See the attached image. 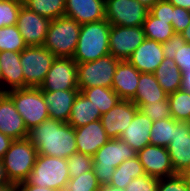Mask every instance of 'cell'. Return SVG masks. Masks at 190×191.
<instances>
[{
	"label": "cell",
	"instance_id": "44dd1931",
	"mask_svg": "<svg viewBox=\"0 0 190 191\" xmlns=\"http://www.w3.org/2000/svg\"><path fill=\"white\" fill-rule=\"evenodd\" d=\"M139 79L140 72L128 60H120L111 88L121 100H132L135 97Z\"/></svg>",
	"mask_w": 190,
	"mask_h": 191
},
{
	"label": "cell",
	"instance_id": "ac0fdd59",
	"mask_svg": "<svg viewBox=\"0 0 190 191\" xmlns=\"http://www.w3.org/2000/svg\"><path fill=\"white\" fill-rule=\"evenodd\" d=\"M163 59L162 43L146 38L127 60L140 73H154Z\"/></svg>",
	"mask_w": 190,
	"mask_h": 191
},
{
	"label": "cell",
	"instance_id": "74e56055",
	"mask_svg": "<svg viewBox=\"0 0 190 191\" xmlns=\"http://www.w3.org/2000/svg\"><path fill=\"white\" fill-rule=\"evenodd\" d=\"M139 110L147 115L153 122L170 118V104L168 100H158L157 103L135 104Z\"/></svg>",
	"mask_w": 190,
	"mask_h": 191
},
{
	"label": "cell",
	"instance_id": "3957f363",
	"mask_svg": "<svg viewBox=\"0 0 190 191\" xmlns=\"http://www.w3.org/2000/svg\"><path fill=\"white\" fill-rule=\"evenodd\" d=\"M137 156V153L120 138L109 139L93 155V171L100 185H109L115 168L123 161Z\"/></svg>",
	"mask_w": 190,
	"mask_h": 191
},
{
	"label": "cell",
	"instance_id": "ffe728a7",
	"mask_svg": "<svg viewBox=\"0 0 190 191\" xmlns=\"http://www.w3.org/2000/svg\"><path fill=\"white\" fill-rule=\"evenodd\" d=\"M64 16L79 24L105 19V0H66Z\"/></svg>",
	"mask_w": 190,
	"mask_h": 191
},
{
	"label": "cell",
	"instance_id": "8d00e7d4",
	"mask_svg": "<svg viewBox=\"0 0 190 191\" xmlns=\"http://www.w3.org/2000/svg\"><path fill=\"white\" fill-rule=\"evenodd\" d=\"M67 165L70 178L77 177L93 170V157L76 152L67 158Z\"/></svg>",
	"mask_w": 190,
	"mask_h": 191
},
{
	"label": "cell",
	"instance_id": "ab89813d",
	"mask_svg": "<svg viewBox=\"0 0 190 191\" xmlns=\"http://www.w3.org/2000/svg\"><path fill=\"white\" fill-rule=\"evenodd\" d=\"M157 191H190L180 174L159 179Z\"/></svg>",
	"mask_w": 190,
	"mask_h": 191
},
{
	"label": "cell",
	"instance_id": "f546056e",
	"mask_svg": "<svg viewBox=\"0 0 190 191\" xmlns=\"http://www.w3.org/2000/svg\"><path fill=\"white\" fill-rule=\"evenodd\" d=\"M143 30L147 39H152L160 43L166 42L175 34L170 21L159 20L150 12H148L144 20Z\"/></svg>",
	"mask_w": 190,
	"mask_h": 191
},
{
	"label": "cell",
	"instance_id": "bcb514c9",
	"mask_svg": "<svg viewBox=\"0 0 190 191\" xmlns=\"http://www.w3.org/2000/svg\"><path fill=\"white\" fill-rule=\"evenodd\" d=\"M13 141L12 138L0 132V159L3 158Z\"/></svg>",
	"mask_w": 190,
	"mask_h": 191
},
{
	"label": "cell",
	"instance_id": "8992f818",
	"mask_svg": "<svg viewBox=\"0 0 190 191\" xmlns=\"http://www.w3.org/2000/svg\"><path fill=\"white\" fill-rule=\"evenodd\" d=\"M5 93L12 99L28 130L49 119L48 107L39 87L5 90Z\"/></svg>",
	"mask_w": 190,
	"mask_h": 191
},
{
	"label": "cell",
	"instance_id": "9c48e42d",
	"mask_svg": "<svg viewBox=\"0 0 190 191\" xmlns=\"http://www.w3.org/2000/svg\"><path fill=\"white\" fill-rule=\"evenodd\" d=\"M56 56L42 46H27L20 52L24 88L40 87Z\"/></svg>",
	"mask_w": 190,
	"mask_h": 191
},
{
	"label": "cell",
	"instance_id": "4fadbf2b",
	"mask_svg": "<svg viewBox=\"0 0 190 191\" xmlns=\"http://www.w3.org/2000/svg\"><path fill=\"white\" fill-rule=\"evenodd\" d=\"M50 19L41 16L24 5L17 19V28L27 46H42L45 43Z\"/></svg>",
	"mask_w": 190,
	"mask_h": 191
},
{
	"label": "cell",
	"instance_id": "2e32d148",
	"mask_svg": "<svg viewBox=\"0 0 190 191\" xmlns=\"http://www.w3.org/2000/svg\"><path fill=\"white\" fill-rule=\"evenodd\" d=\"M137 156L147 175L157 179L175 175L166 147L149 144Z\"/></svg>",
	"mask_w": 190,
	"mask_h": 191
},
{
	"label": "cell",
	"instance_id": "60d3db41",
	"mask_svg": "<svg viewBox=\"0 0 190 191\" xmlns=\"http://www.w3.org/2000/svg\"><path fill=\"white\" fill-rule=\"evenodd\" d=\"M159 179L150 175H143L134 178L128 185L125 191H157Z\"/></svg>",
	"mask_w": 190,
	"mask_h": 191
},
{
	"label": "cell",
	"instance_id": "11a10c76",
	"mask_svg": "<svg viewBox=\"0 0 190 191\" xmlns=\"http://www.w3.org/2000/svg\"><path fill=\"white\" fill-rule=\"evenodd\" d=\"M98 191H125V190H120L118 188H114L109 185H103L100 186V189Z\"/></svg>",
	"mask_w": 190,
	"mask_h": 191
},
{
	"label": "cell",
	"instance_id": "c3c4849f",
	"mask_svg": "<svg viewBox=\"0 0 190 191\" xmlns=\"http://www.w3.org/2000/svg\"><path fill=\"white\" fill-rule=\"evenodd\" d=\"M12 183L7 175L6 168L2 159H0V185Z\"/></svg>",
	"mask_w": 190,
	"mask_h": 191
},
{
	"label": "cell",
	"instance_id": "f6af8a7d",
	"mask_svg": "<svg viewBox=\"0 0 190 191\" xmlns=\"http://www.w3.org/2000/svg\"><path fill=\"white\" fill-rule=\"evenodd\" d=\"M17 186H18V191H59L47 187L31 185L27 181L20 182L17 184Z\"/></svg>",
	"mask_w": 190,
	"mask_h": 191
},
{
	"label": "cell",
	"instance_id": "9a60e30c",
	"mask_svg": "<svg viewBox=\"0 0 190 191\" xmlns=\"http://www.w3.org/2000/svg\"><path fill=\"white\" fill-rule=\"evenodd\" d=\"M139 108L131 100H120L108 112L102 114L100 121L110 139L120 138L130 125Z\"/></svg>",
	"mask_w": 190,
	"mask_h": 191
},
{
	"label": "cell",
	"instance_id": "4dcf8cb0",
	"mask_svg": "<svg viewBox=\"0 0 190 191\" xmlns=\"http://www.w3.org/2000/svg\"><path fill=\"white\" fill-rule=\"evenodd\" d=\"M66 0H23V4L29 10L49 18H60L65 14Z\"/></svg>",
	"mask_w": 190,
	"mask_h": 191
},
{
	"label": "cell",
	"instance_id": "e575fe53",
	"mask_svg": "<svg viewBox=\"0 0 190 191\" xmlns=\"http://www.w3.org/2000/svg\"><path fill=\"white\" fill-rule=\"evenodd\" d=\"M100 183L97 180L94 171L82 173L80 176L70 178L66 191H98L100 189Z\"/></svg>",
	"mask_w": 190,
	"mask_h": 191
},
{
	"label": "cell",
	"instance_id": "836d02e7",
	"mask_svg": "<svg viewBox=\"0 0 190 191\" xmlns=\"http://www.w3.org/2000/svg\"><path fill=\"white\" fill-rule=\"evenodd\" d=\"M27 47L16 25L0 28V52H21Z\"/></svg>",
	"mask_w": 190,
	"mask_h": 191
},
{
	"label": "cell",
	"instance_id": "db71d44e",
	"mask_svg": "<svg viewBox=\"0 0 190 191\" xmlns=\"http://www.w3.org/2000/svg\"><path fill=\"white\" fill-rule=\"evenodd\" d=\"M180 35L186 40V43H190V23L186 29H184Z\"/></svg>",
	"mask_w": 190,
	"mask_h": 191
},
{
	"label": "cell",
	"instance_id": "681fc988",
	"mask_svg": "<svg viewBox=\"0 0 190 191\" xmlns=\"http://www.w3.org/2000/svg\"><path fill=\"white\" fill-rule=\"evenodd\" d=\"M167 1L172 3L174 6L190 10V0H167Z\"/></svg>",
	"mask_w": 190,
	"mask_h": 191
},
{
	"label": "cell",
	"instance_id": "9f6ffc18",
	"mask_svg": "<svg viewBox=\"0 0 190 191\" xmlns=\"http://www.w3.org/2000/svg\"><path fill=\"white\" fill-rule=\"evenodd\" d=\"M2 80V71H1V67H0V81Z\"/></svg>",
	"mask_w": 190,
	"mask_h": 191
},
{
	"label": "cell",
	"instance_id": "b9f144b4",
	"mask_svg": "<svg viewBox=\"0 0 190 191\" xmlns=\"http://www.w3.org/2000/svg\"><path fill=\"white\" fill-rule=\"evenodd\" d=\"M190 23V10L178 6L173 8L172 27L175 34H180Z\"/></svg>",
	"mask_w": 190,
	"mask_h": 191
},
{
	"label": "cell",
	"instance_id": "7c38bea8",
	"mask_svg": "<svg viewBox=\"0 0 190 191\" xmlns=\"http://www.w3.org/2000/svg\"><path fill=\"white\" fill-rule=\"evenodd\" d=\"M145 39L143 26L111 25L109 37L110 54L120 60H127Z\"/></svg>",
	"mask_w": 190,
	"mask_h": 191
},
{
	"label": "cell",
	"instance_id": "f5cc1de1",
	"mask_svg": "<svg viewBox=\"0 0 190 191\" xmlns=\"http://www.w3.org/2000/svg\"><path fill=\"white\" fill-rule=\"evenodd\" d=\"M180 175L183 177L186 184L190 187V166L185 169Z\"/></svg>",
	"mask_w": 190,
	"mask_h": 191
},
{
	"label": "cell",
	"instance_id": "cb8c5ba5",
	"mask_svg": "<svg viewBox=\"0 0 190 191\" xmlns=\"http://www.w3.org/2000/svg\"><path fill=\"white\" fill-rule=\"evenodd\" d=\"M2 81L10 85V89L24 88V74L20 63V52H0Z\"/></svg>",
	"mask_w": 190,
	"mask_h": 191
},
{
	"label": "cell",
	"instance_id": "4316f807",
	"mask_svg": "<svg viewBox=\"0 0 190 191\" xmlns=\"http://www.w3.org/2000/svg\"><path fill=\"white\" fill-rule=\"evenodd\" d=\"M154 75L159 85L168 95L182 87V72L173 59L164 57Z\"/></svg>",
	"mask_w": 190,
	"mask_h": 191
},
{
	"label": "cell",
	"instance_id": "1f68e13d",
	"mask_svg": "<svg viewBox=\"0 0 190 191\" xmlns=\"http://www.w3.org/2000/svg\"><path fill=\"white\" fill-rule=\"evenodd\" d=\"M172 117L153 122L150 130V145L166 147L173 141L174 122Z\"/></svg>",
	"mask_w": 190,
	"mask_h": 191
},
{
	"label": "cell",
	"instance_id": "7dc6e473",
	"mask_svg": "<svg viewBox=\"0 0 190 191\" xmlns=\"http://www.w3.org/2000/svg\"><path fill=\"white\" fill-rule=\"evenodd\" d=\"M182 90L190 93V68L182 72Z\"/></svg>",
	"mask_w": 190,
	"mask_h": 191
},
{
	"label": "cell",
	"instance_id": "83f0119b",
	"mask_svg": "<svg viewBox=\"0 0 190 191\" xmlns=\"http://www.w3.org/2000/svg\"><path fill=\"white\" fill-rule=\"evenodd\" d=\"M145 170L138 156L123 161L113 173L109 186L125 190L127 185L134 179L145 175Z\"/></svg>",
	"mask_w": 190,
	"mask_h": 191
},
{
	"label": "cell",
	"instance_id": "d6986e66",
	"mask_svg": "<svg viewBox=\"0 0 190 191\" xmlns=\"http://www.w3.org/2000/svg\"><path fill=\"white\" fill-rule=\"evenodd\" d=\"M109 139L100 120L75 128V140L78 153L93 157L97 150L106 144Z\"/></svg>",
	"mask_w": 190,
	"mask_h": 191
},
{
	"label": "cell",
	"instance_id": "ee69618b",
	"mask_svg": "<svg viewBox=\"0 0 190 191\" xmlns=\"http://www.w3.org/2000/svg\"><path fill=\"white\" fill-rule=\"evenodd\" d=\"M164 57L173 59L175 58L177 49V34H174L166 42L162 43Z\"/></svg>",
	"mask_w": 190,
	"mask_h": 191
},
{
	"label": "cell",
	"instance_id": "603a6c76",
	"mask_svg": "<svg viewBox=\"0 0 190 191\" xmlns=\"http://www.w3.org/2000/svg\"><path fill=\"white\" fill-rule=\"evenodd\" d=\"M49 118L67 123L79 90L42 91Z\"/></svg>",
	"mask_w": 190,
	"mask_h": 191
},
{
	"label": "cell",
	"instance_id": "f1b7e54d",
	"mask_svg": "<svg viewBox=\"0 0 190 191\" xmlns=\"http://www.w3.org/2000/svg\"><path fill=\"white\" fill-rule=\"evenodd\" d=\"M80 92L86 96L96 108H99L101 114L108 112L121 100L112 88L97 86L81 89Z\"/></svg>",
	"mask_w": 190,
	"mask_h": 191
},
{
	"label": "cell",
	"instance_id": "d590c367",
	"mask_svg": "<svg viewBox=\"0 0 190 191\" xmlns=\"http://www.w3.org/2000/svg\"><path fill=\"white\" fill-rule=\"evenodd\" d=\"M23 0L0 1V28L17 24Z\"/></svg>",
	"mask_w": 190,
	"mask_h": 191
},
{
	"label": "cell",
	"instance_id": "7402d4cb",
	"mask_svg": "<svg viewBox=\"0 0 190 191\" xmlns=\"http://www.w3.org/2000/svg\"><path fill=\"white\" fill-rule=\"evenodd\" d=\"M152 125L153 121L138 110L130 125L121 134L120 139L125 141L136 153H138L150 144V130Z\"/></svg>",
	"mask_w": 190,
	"mask_h": 191
},
{
	"label": "cell",
	"instance_id": "f35d334b",
	"mask_svg": "<svg viewBox=\"0 0 190 191\" xmlns=\"http://www.w3.org/2000/svg\"><path fill=\"white\" fill-rule=\"evenodd\" d=\"M176 51L174 61L181 72H185L190 68V43H186V40L180 34H177Z\"/></svg>",
	"mask_w": 190,
	"mask_h": 191
},
{
	"label": "cell",
	"instance_id": "6da1fadb",
	"mask_svg": "<svg viewBox=\"0 0 190 191\" xmlns=\"http://www.w3.org/2000/svg\"><path fill=\"white\" fill-rule=\"evenodd\" d=\"M28 139L40 155L69 158L77 152L75 128L55 119H47L29 130Z\"/></svg>",
	"mask_w": 190,
	"mask_h": 191
},
{
	"label": "cell",
	"instance_id": "7a4b0ae2",
	"mask_svg": "<svg viewBox=\"0 0 190 191\" xmlns=\"http://www.w3.org/2000/svg\"><path fill=\"white\" fill-rule=\"evenodd\" d=\"M110 27L106 19L81 24L77 48L72 58L77 63H86L109 55Z\"/></svg>",
	"mask_w": 190,
	"mask_h": 191
},
{
	"label": "cell",
	"instance_id": "ba28073f",
	"mask_svg": "<svg viewBox=\"0 0 190 191\" xmlns=\"http://www.w3.org/2000/svg\"><path fill=\"white\" fill-rule=\"evenodd\" d=\"M120 59L109 54L92 62L77 63L79 91L90 87L111 88L113 76Z\"/></svg>",
	"mask_w": 190,
	"mask_h": 191
},
{
	"label": "cell",
	"instance_id": "52a82bcc",
	"mask_svg": "<svg viewBox=\"0 0 190 191\" xmlns=\"http://www.w3.org/2000/svg\"><path fill=\"white\" fill-rule=\"evenodd\" d=\"M37 149L28 138L14 140L2 158L11 182L26 181L35 165Z\"/></svg>",
	"mask_w": 190,
	"mask_h": 191
},
{
	"label": "cell",
	"instance_id": "7bdbcfd3",
	"mask_svg": "<svg viewBox=\"0 0 190 191\" xmlns=\"http://www.w3.org/2000/svg\"><path fill=\"white\" fill-rule=\"evenodd\" d=\"M174 5L167 0L158 1L149 12L159 20L172 22Z\"/></svg>",
	"mask_w": 190,
	"mask_h": 191
},
{
	"label": "cell",
	"instance_id": "e0dca14e",
	"mask_svg": "<svg viewBox=\"0 0 190 191\" xmlns=\"http://www.w3.org/2000/svg\"><path fill=\"white\" fill-rule=\"evenodd\" d=\"M0 132L13 140L28 138L29 134L23 118L5 92L0 94Z\"/></svg>",
	"mask_w": 190,
	"mask_h": 191
},
{
	"label": "cell",
	"instance_id": "484cf974",
	"mask_svg": "<svg viewBox=\"0 0 190 191\" xmlns=\"http://www.w3.org/2000/svg\"><path fill=\"white\" fill-rule=\"evenodd\" d=\"M158 100H168V94L162 89L154 73H140L135 97V104L157 103Z\"/></svg>",
	"mask_w": 190,
	"mask_h": 191
},
{
	"label": "cell",
	"instance_id": "5b68a950",
	"mask_svg": "<svg viewBox=\"0 0 190 191\" xmlns=\"http://www.w3.org/2000/svg\"><path fill=\"white\" fill-rule=\"evenodd\" d=\"M69 179L66 158L38 154L26 181L31 185L62 191Z\"/></svg>",
	"mask_w": 190,
	"mask_h": 191
},
{
	"label": "cell",
	"instance_id": "d6a6232c",
	"mask_svg": "<svg viewBox=\"0 0 190 191\" xmlns=\"http://www.w3.org/2000/svg\"><path fill=\"white\" fill-rule=\"evenodd\" d=\"M171 117L190 122V93L182 89L168 95Z\"/></svg>",
	"mask_w": 190,
	"mask_h": 191
},
{
	"label": "cell",
	"instance_id": "5bb4252c",
	"mask_svg": "<svg viewBox=\"0 0 190 191\" xmlns=\"http://www.w3.org/2000/svg\"><path fill=\"white\" fill-rule=\"evenodd\" d=\"M175 174L190 166V122L175 121L173 141L167 146Z\"/></svg>",
	"mask_w": 190,
	"mask_h": 191
},
{
	"label": "cell",
	"instance_id": "277c9868",
	"mask_svg": "<svg viewBox=\"0 0 190 191\" xmlns=\"http://www.w3.org/2000/svg\"><path fill=\"white\" fill-rule=\"evenodd\" d=\"M81 24L61 16L50 21L44 47L56 57L72 58L78 43Z\"/></svg>",
	"mask_w": 190,
	"mask_h": 191
},
{
	"label": "cell",
	"instance_id": "d4e9b609",
	"mask_svg": "<svg viewBox=\"0 0 190 191\" xmlns=\"http://www.w3.org/2000/svg\"><path fill=\"white\" fill-rule=\"evenodd\" d=\"M102 114L96 106L80 91L76 96L67 123L74 128L100 120Z\"/></svg>",
	"mask_w": 190,
	"mask_h": 191
},
{
	"label": "cell",
	"instance_id": "f907efd6",
	"mask_svg": "<svg viewBox=\"0 0 190 191\" xmlns=\"http://www.w3.org/2000/svg\"><path fill=\"white\" fill-rule=\"evenodd\" d=\"M0 191H18L17 183H8L0 185Z\"/></svg>",
	"mask_w": 190,
	"mask_h": 191
},
{
	"label": "cell",
	"instance_id": "8fae6325",
	"mask_svg": "<svg viewBox=\"0 0 190 191\" xmlns=\"http://www.w3.org/2000/svg\"><path fill=\"white\" fill-rule=\"evenodd\" d=\"M39 88L42 91L79 90L77 62L70 57H56Z\"/></svg>",
	"mask_w": 190,
	"mask_h": 191
},
{
	"label": "cell",
	"instance_id": "30bf717a",
	"mask_svg": "<svg viewBox=\"0 0 190 191\" xmlns=\"http://www.w3.org/2000/svg\"><path fill=\"white\" fill-rule=\"evenodd\" d=\"M149 12L136 0H105V19L115 26H143Z\"/></svg>",
	"mask_w": 190,
	"mask_h": 191
},
{
	"label": "cell",
	"instance_id": "816d5d0a",
	"mask_svg": "<svg viewBox=\"0 0 190 191\" xmlns=\"http://www.w3.org/2000/svg\"><path fill=\"white\" fill-rule=\"evenodd\" d=\"M136 1L150 10L158 1L161 0H136Z\"/></svg>",
	"mask_w": 190,
	"mask_h": 191
}]
</instances>
